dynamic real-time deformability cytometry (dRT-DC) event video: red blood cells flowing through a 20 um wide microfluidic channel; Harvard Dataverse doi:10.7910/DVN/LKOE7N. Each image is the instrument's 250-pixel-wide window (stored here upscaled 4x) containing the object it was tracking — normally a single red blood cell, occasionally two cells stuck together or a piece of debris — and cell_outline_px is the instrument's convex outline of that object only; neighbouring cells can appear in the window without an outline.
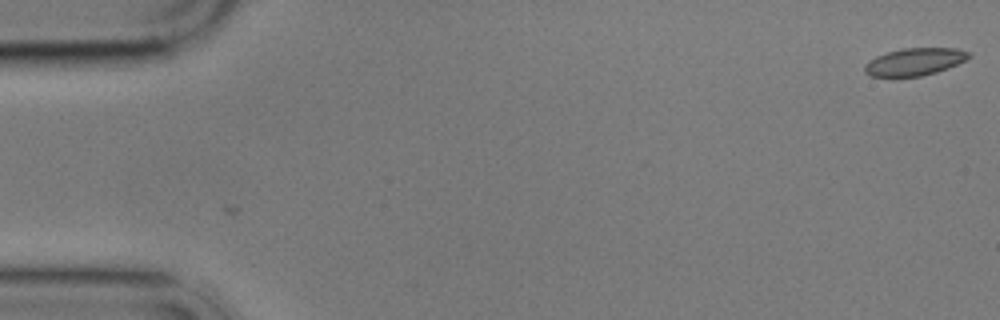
{"species": "common noctule bat (a hibernating species)", "species_latin": "Nyctalus noctula", "temperature_condition": "cold", "stored_images_in_passage": 8, "camera_frame_rate_fps": 3000, "um_per_image_px": 0.085, "animal": {"sex": "male", "body_mass_g": 17.9}, "frame": {"image": 1, "passage_image": 1, "time_ms": 0.0, "image_size_px": [1000, 320], "cell_outline_px": [[972, 56], [948, 68], [936, 72], [920, 76], [872, 76], [864, 72], [864, 64], [868, 60], [876, 56], [888, 52], [904, 48], [956, 48], [968, 52]], "centroid_in_image_um": [77.72, 5.24], "position_along_channel_um": 7.3, "area_um2": 16.47}}
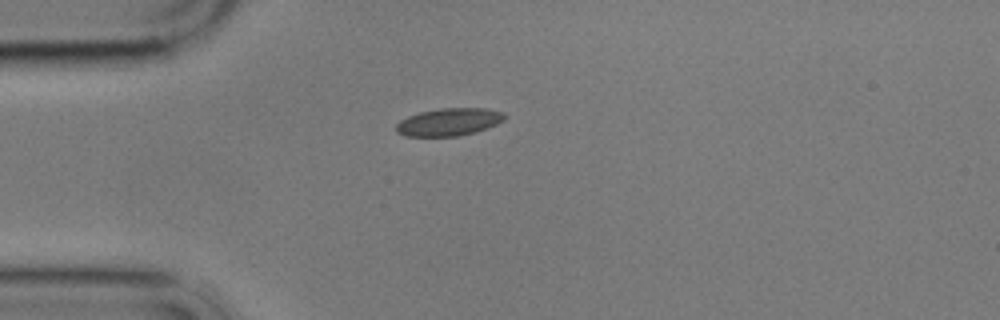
{"frame": {"image": 2, "passage_image": 5, "time_ms": 4.667, "image_size_px": [1000, 320], "cell_outline_px": [[508, 116], [504, 120], [488, 128], [476, 132], [456, 136], [404, 136], [396, 132], [396, 124], [400, 120], [408, 116], [420, 112], [440, 108], [484, 108], [504, 112]], "centroid_in_image_um": [38.18, 10.36], "position_along_channel_um": 46.8, "area_um2": 17.57}}
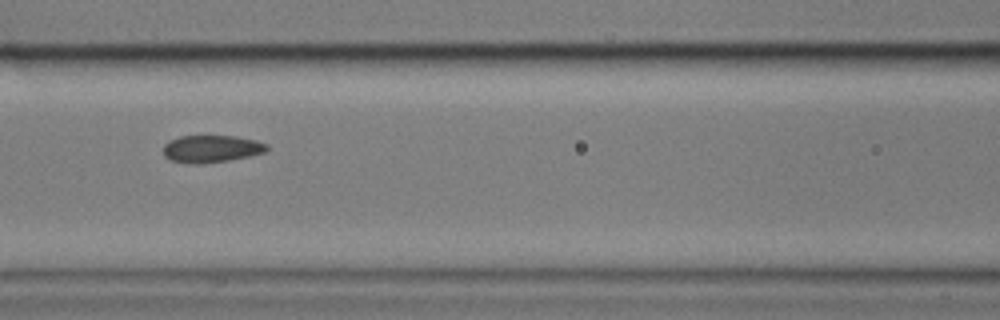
{"frame": {"image": 3, "passage_image": 8, "time_ms": 8.0, "image_size_px": [1000, 320], "cell_outline_px": [[268, 148], [264, 152], [248, 156], [228, 160], [204, 164], [192, 164], [168, 160], [164, 156], [164, 144], [168, 140], [180, 136], [236, 136], [256, 140], [268, 144]], "centroid_in_image_um": [17.93, 12.65], "position_along_channel_um": 148.7, "area_um2": 16.59}}